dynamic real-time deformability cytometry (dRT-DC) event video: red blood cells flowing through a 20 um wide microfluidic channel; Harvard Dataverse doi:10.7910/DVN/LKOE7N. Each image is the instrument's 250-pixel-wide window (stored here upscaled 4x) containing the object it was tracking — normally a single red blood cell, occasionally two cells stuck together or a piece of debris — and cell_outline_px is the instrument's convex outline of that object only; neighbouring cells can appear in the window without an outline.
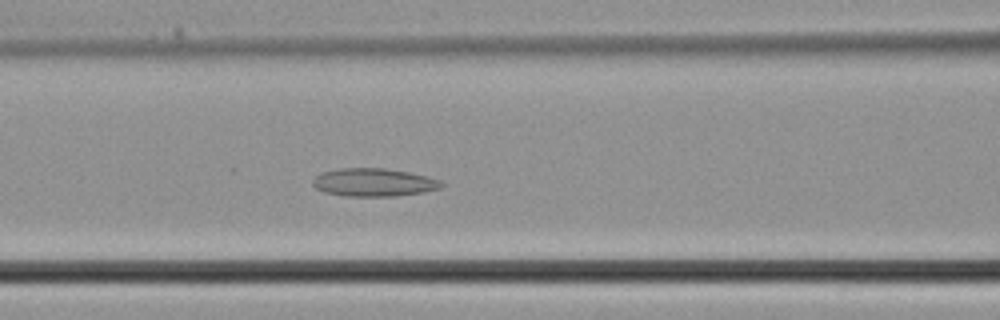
{"species": "common noctule bat (a hibernating species)", "species_latin": "Nyctalus noctula", "temperature_condition": "cold", "stored_images_in_passage": 36, "camera_frame_rate_fps": 3000, "um_per_image_px": 0.085, "animal": {"sex": "male", "body_mass_g": 21.5, "forearm_length_mm": 52.0}, "frame": {"image": 1, "passage_image": 14, "time_ms": 4.333, "image_size_px": [1000, 320], "cell_outline_px": [[444, 184], [440, 188], [424, 192], [396, 196], [344, 196], [324, 192], [316, 188], [312, 184], [312, 180], [320, 172], [340, 168], [384, 168], [408, 172], [440, 180]], "centroid_in_image_um": [31.73, 15.5], "position_along_channel_um": 134.9, "area_um2": 21.04}}
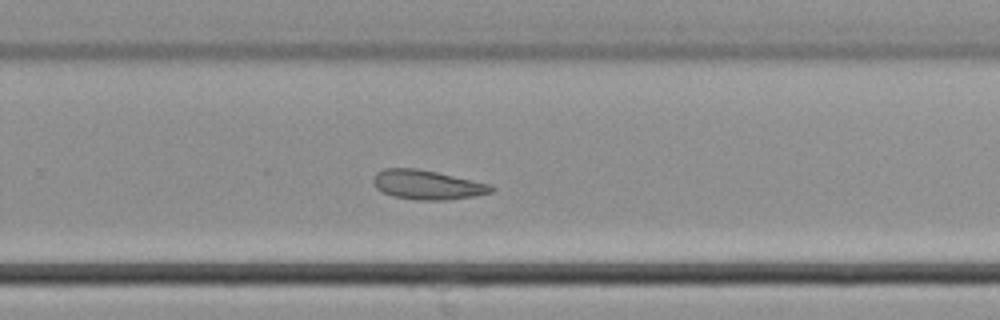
{"frame": {"image": 2, "passage_image": 23, "time_ms": 7.333, "image_size_px": [1000, 320], "cell_outline_px": [[496, 188], [492, 192], [476, 196], [444, 200], [416, 200], [392, 196], [376, 188], [372, 184], [372, 176], [376, 172], [384, 168], [416, 168], [436, 172], [492, 184]], "centroid_in_image_um": [36.3, 15.7], "position_along_channel_um": 293.5, "area_um2": 20.4}}
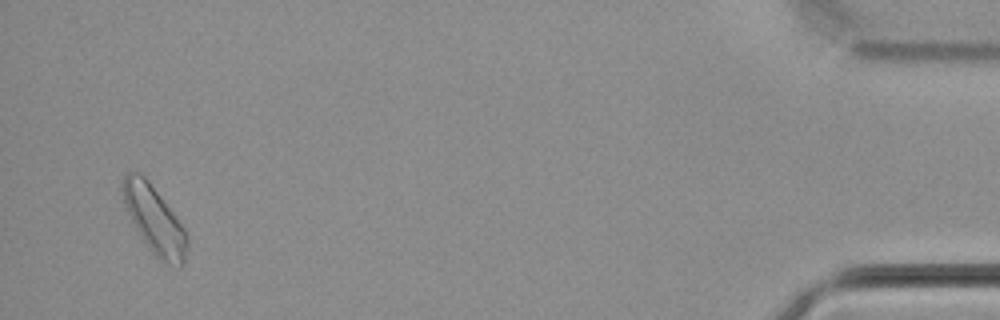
{"frame": {"image": 3, "passage_image": 35, "time_ms": 11.333, "image_size_px": [1000, 320], "cell_outline_px": [[188, 248], [184, 264], [180, 268], [168, 264], [160, 260], [148, 248], [140, 236], [124, 204], [120, 188], [120, 184], [124, 176], [128, 172], [140, 172], [148, 180], [184, 228], [188, 236]], "centroid_in_image_um": [13.12, 18.7], "position_along_channel_um": 422.1, "area_um2": 25.32}}